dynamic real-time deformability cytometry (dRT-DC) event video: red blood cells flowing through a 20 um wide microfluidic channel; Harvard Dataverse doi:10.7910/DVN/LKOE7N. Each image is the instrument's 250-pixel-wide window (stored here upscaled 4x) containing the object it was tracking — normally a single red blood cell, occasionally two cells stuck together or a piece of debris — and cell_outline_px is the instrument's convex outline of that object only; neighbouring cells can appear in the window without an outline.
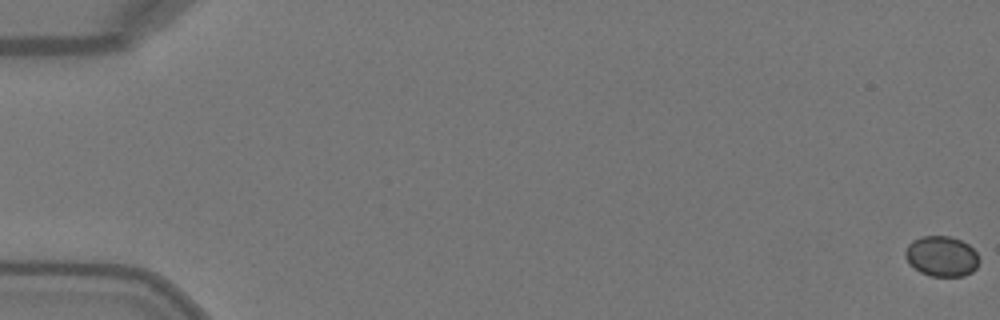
{"species": "Egyptian fruit bat (a non-hibernating species)", "species_latin": "Rousettus aegyptiacus", "temperature_condition": "warm", "stored_images_in_passage": 52, "camera_frame_rate_fps": 3000, "um_per_image_px": 0.085, "animal": {"sex": "female"}, "frame": {"image": 1, "passage_image": 1, "time_ms": 0.0, "image_size_px": [1000, 320], "cell_outline_px": [[980, 260], [976, 268], [972, 272], [964, 276], [932, 276], [920, 272], [908, 264], [904, 256], [904, 252], [908, 244], [912, 240], [920, 236], [948, 236], [960, 240], [968, 244], [976, 252]], "centroid_in_image_um": [80.01, 21.78], "position_along_channel_um": 5.0, "area_um2": 17.57}}
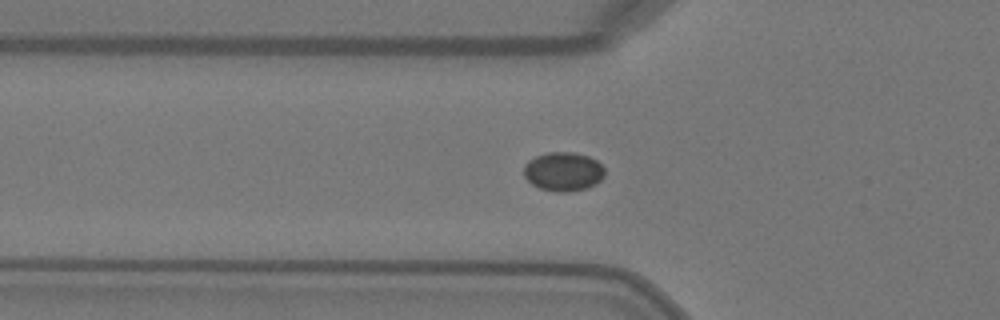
{"frame": {"image": 2, "passage_image": 19, "time_ms": 6.0, "image_size_px": [1000, 320], "cell_outline_px": [[604, 176], [596, 184], [584, 188], [568, 192], [556, 192], [540, 188], [532, 184], [524, 176], [524, 164], [528, 160], [536, 156], [548, 152], [572, 152], [588, 156], [596, 160], [604, 168]], "centroid_in_image_um": [47.87, 14.58], "position_along_channel_um": 77.9, "area_um2": 18.32}}
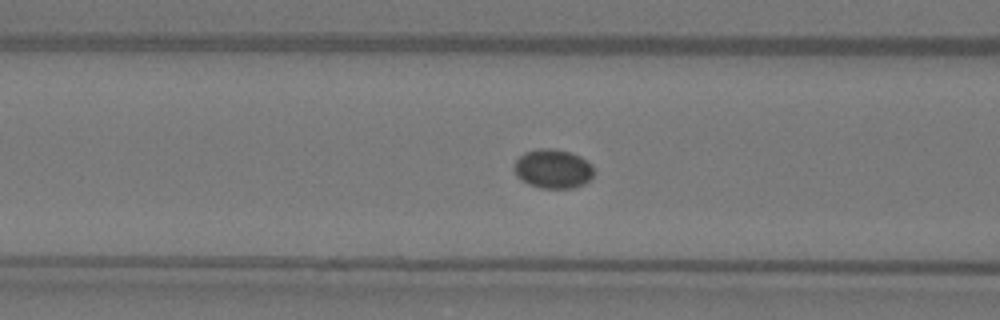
{"frame": {"image": 3, "passage_image": 22, "time_ms": 7.0, "image_size_px": [1000, 320], "cell_outline_px": [[592, 176], [584, 184], [572, 188], [540, 188], [528, 184], [516, 176], [512, 168], [516, 160], [524, 152], [536, 148], [556, 148], [580, 156], [592, 164]], "centroid_in_image_um": [46.96, 14.34], "position_along_channel_um": 119.6, "area_um2": 18.32}}